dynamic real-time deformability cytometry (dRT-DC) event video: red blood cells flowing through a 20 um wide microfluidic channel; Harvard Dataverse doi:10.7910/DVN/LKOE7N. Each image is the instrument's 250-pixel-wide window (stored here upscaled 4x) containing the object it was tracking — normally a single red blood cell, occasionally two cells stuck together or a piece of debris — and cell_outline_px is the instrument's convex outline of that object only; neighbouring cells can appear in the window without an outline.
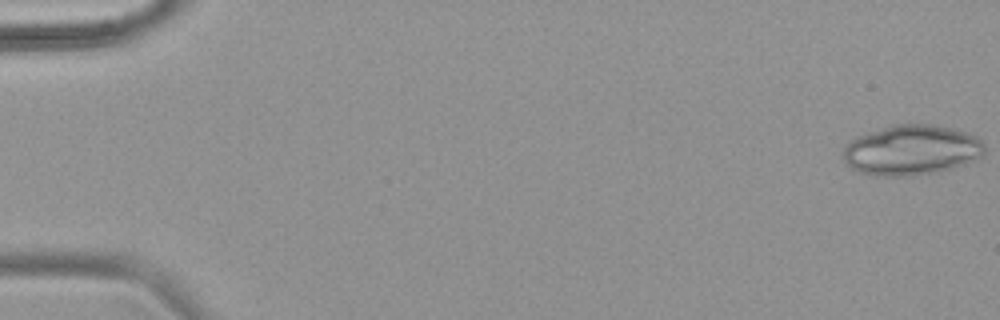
{"species": "common noctule bat (a hibernating species)", "species_latin": "Nyctalus noctula", "temperature_condition": "warm", "stored_images_in_passage": 53, "camera_frame_rate_fps": 3000, "um_per_image_px": 0.085, "animal": {"sex": "female", "body_mass_g": 18.4}, "frame": {"image": 1, "passage_image": 1, "time_ms": 0.0, "image_size_px": [1000, 320], "cell_outline_px": [[984, 152], [964, 164], [952, 168], [932, 172], [908, 176], [872, 176], [860, 172], [852, 168], [844, 160], [844, 148], [848, 140], [856, 136], [892, 124], [932, 124], [952, 128], [968, 132], [976, 136], [984, 144]], "centroid_in_image_um": [77.43, 12.74], "position_along_channel_um": 7.6, "area_um2": 41.27}}